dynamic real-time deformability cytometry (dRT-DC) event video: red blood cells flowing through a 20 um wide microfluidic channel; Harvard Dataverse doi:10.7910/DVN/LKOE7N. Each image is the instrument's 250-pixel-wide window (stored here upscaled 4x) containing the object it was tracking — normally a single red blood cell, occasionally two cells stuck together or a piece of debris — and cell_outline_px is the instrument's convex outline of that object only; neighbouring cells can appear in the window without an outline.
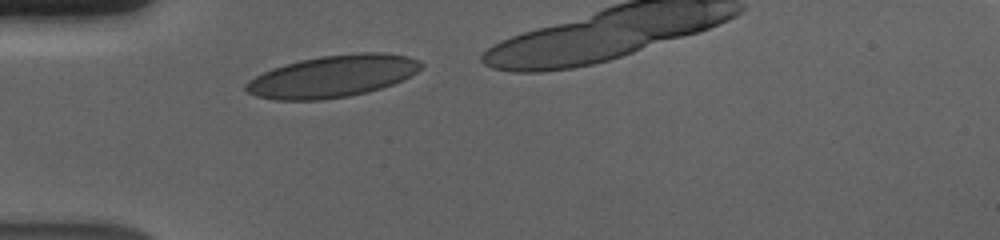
{"species": "human", "species_latin": "Homo sapiens", "temperature_condition": "cold", "stored_images_in_passage": 16, "camera_frame_rate_fps": 3000, "um_per_image_px": 0.085, "donor": {"sex": "male"}, "frame": {"image": 1, "passage_image": 1, "time_ms": 0.0, "image_size_px": [1000, 240], "cell_outline_px": [[424, 64], [416, 72], [404, 80], [368, 92], [348, 96], [320, 100], [276, 100], [256, 96], [248, 92], [244, 88], [244, 84], [248, 80], [272, 68], [284, 64], [300, 60], [320, 56], [360, 52], [384, 52], [408, 56], [420, 60]], "centroid_in_image_um": [28.28, 6.48], "position_along_channel_um": 56.7, "area_um2": 43.0}}
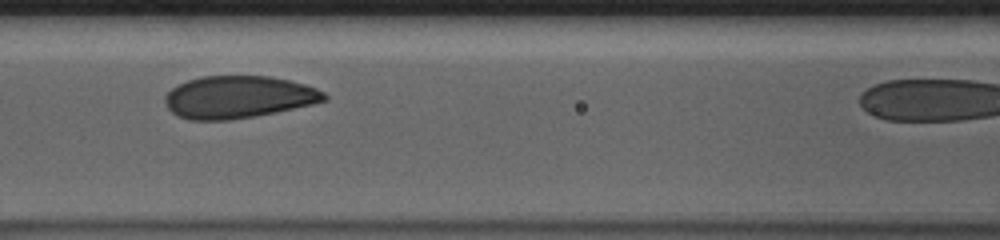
{"frame": {"image": 2, "passage_image": 9, "time_ms": 2.667, "image_size_px": [1000, 240], "cell_outline_px": [[328, 100], [312, 104], [276, 112], [256, 116], [228, 120], [188, 120], [176, 116], [168, 108], [164, 100], [164, 96], [172, 88], [188, 80], [200, 76], [268, 76], [288, 80], [304, 84], [316, 88], [324, 92], [328, 96]], "centroid_in_image_um": [20.25, 8.26], "position_along_channel_um": 146.3, "area_um2": 39.36}}
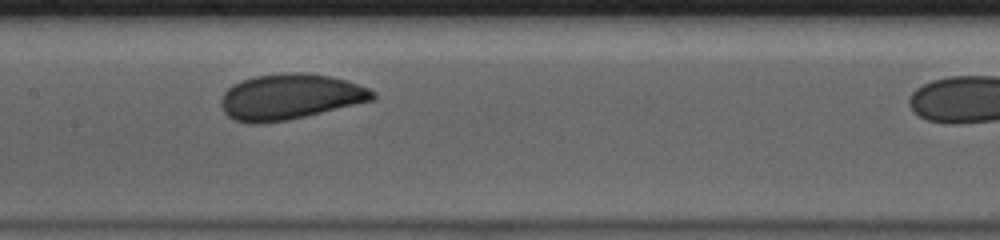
{"frame": {"image": 3, "passage_image": 12, "time_ms": 3.667, "image_size_px": [1000, 240], "cell_outline_px": [[376, 96], [372, 100], [288, 120], [260, 124], [248, 124], [232, 120], [224, 112], [220, 104], [220, 100], [224, 92], [232, 84], [256, 76], [284, 72], [304, 72], [328, 76], [348, 80], [368, 88], [376, 92]], "centroid_in_image_um": [24.61, 8.23], "position_along_channel_um": 182.8, "area_um2": 40.4}}